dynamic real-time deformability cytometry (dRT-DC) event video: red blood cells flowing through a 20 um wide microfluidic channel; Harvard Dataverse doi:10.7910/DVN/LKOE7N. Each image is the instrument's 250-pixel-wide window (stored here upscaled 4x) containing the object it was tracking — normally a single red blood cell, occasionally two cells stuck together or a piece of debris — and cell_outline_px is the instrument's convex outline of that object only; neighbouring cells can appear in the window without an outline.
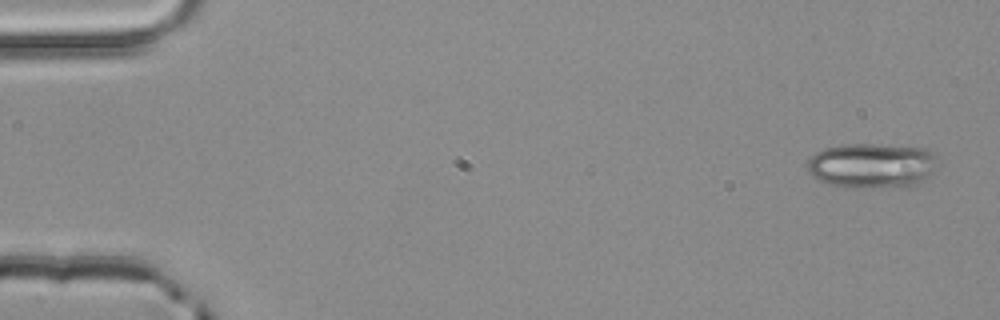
{"species": "common noctule bat (a hibernating species)", "species_latin": "Nyctalus noctula", "temperature_condition": "room temperature", "stored_images_in_passage": 3, "camera_frame_rate_fps": 3000, "um_per_image_px": 0.085, "animal": {"sex": "male", "body_mass_g": 20.4}, "frame": {"image": 1, "passage_image": 3, "time_ms": 0.667, "image_size_px": [1000, 320], "cell_outline_px": [[936, 156], [932, 172], [916, 184], [904, 188], [844, 188], [828, 184], [812, 176], [808, 168], [808, 160], [816, 152], [824, 148], [844, 144], [876, 144], [928, 148]], "centroid_in_image_um": [74.1, 14.09], "position_along_channel_um": 10.9, "area_um2": 34.51}}